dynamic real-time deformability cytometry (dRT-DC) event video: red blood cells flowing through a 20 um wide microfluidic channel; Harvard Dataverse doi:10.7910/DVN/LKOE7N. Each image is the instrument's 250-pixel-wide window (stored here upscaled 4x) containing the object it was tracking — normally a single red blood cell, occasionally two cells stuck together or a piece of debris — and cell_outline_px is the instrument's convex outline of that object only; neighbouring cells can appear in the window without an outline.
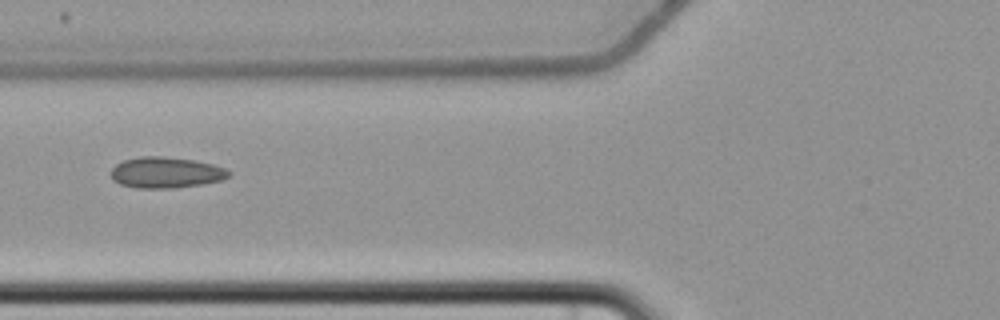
{"species": "common noctule bat (a hibernating species)", "species_latin": "Nyctalus noctula", "temperature_condition": "cold", "stored_images_in_passage": 9, "camera_frame_rate_fps": 3000, "um_per_image_px": 0.085, "animal": {"sex": "female", "body_mass_g": 22.7, "forearm_length_mm": 54.2}, "frame": {"image": 1, "passage_image": 7, "time_ms": 7.333, "image_size_px": [1000, 320], "cell_outline_px": [[232, 172], [228, 176], [220, 180], [200, 184], [172, 188], [136, 188], [120, 184], [112, 180], [112, 168], [116, 164], [124, 160], [140, 156], [160, 156], [196, 160], [212, 164], [224, 168]], "centroid_in_image_um": [14.08, 14.66], "position_along_channel_um": 111.7, "area_um2": 21.15}}
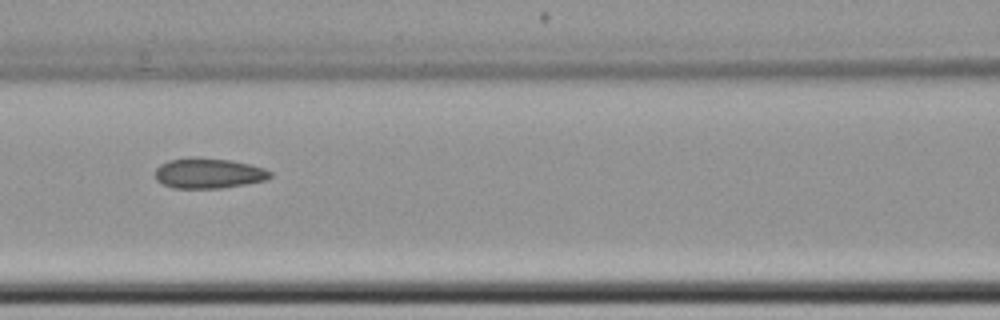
{"frame": {"image": 2, "passage_image": 8, "time_ms": 8.333, "image_size_px": [1000, 320], "cell_outline_px": [[272, 176], [264, 180], [244, 184], [220, 188], [172, 188], [156, 180], [156, 168], [160, 164], [168, 160], [192, 156], [228, 160], [248, 164], [264, 168], [272, 172]], "centroid_in_image_um": [17.69, 14.72], "position_along_channel_um": 148.9, "area_um2": 20.23}}
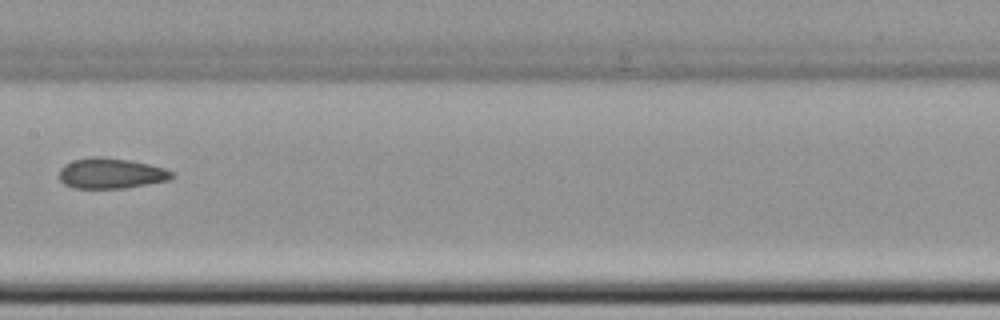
{"frame": {"image": 3, "passage_image": 9, "time_ms": 9.667, "image_size_px": [1000, 320], "cell_outline_px": [[176, 176], [168, 180], [128, 188], [72, 188], [64, 184], [60, 180], [60, 168], [64, 164], [72, 160], [92, 156], [100, 156], [128, 160], [148, 164], [164, 168], [172, 172]], "centroid_in_image_um": [9.41, 14.73], "position_along_channel_um": 198.0, "area_um2": 20.11}}